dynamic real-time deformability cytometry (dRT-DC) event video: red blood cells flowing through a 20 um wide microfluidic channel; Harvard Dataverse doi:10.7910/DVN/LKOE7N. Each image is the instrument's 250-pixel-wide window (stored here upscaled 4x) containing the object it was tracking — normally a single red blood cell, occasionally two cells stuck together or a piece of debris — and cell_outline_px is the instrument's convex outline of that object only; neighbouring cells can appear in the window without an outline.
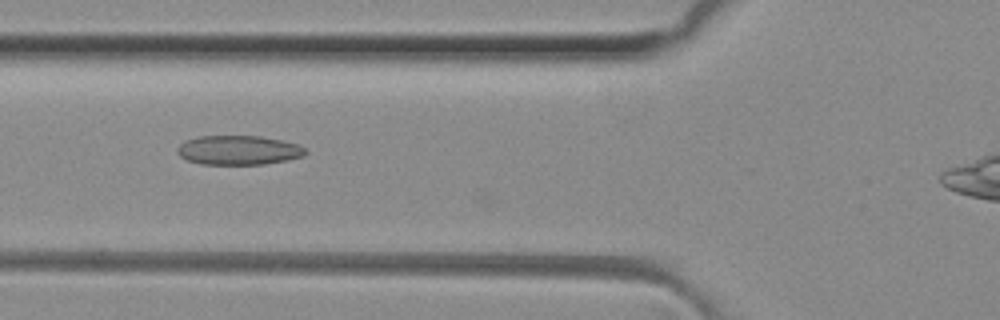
{"species": "common noctule bat (a hibernating species)", "species_latin": "Nyctalus noctula", "temperature_condition": "room temperature", "stored_images_in_passage": 45, "camera_frame_rate_fps": 3000, "um_per_image_px": 0.085, "animal": {"sex": "female", "body_mass_g": 29.2, "forearm_length_mm": 56.3}, "frame": {"image": 1, "passage_image": 19, "time_ms": 6.0, "image_size_px": [1000, 320], "cell_outline_px": [[308, 152], [304, 156], [288, 160], [264, 164], [200, 164], [188, 160], [180, 156], [176, 152], [176, 148], [184, 140], [200, 136], [260, 136], [300, 144], [308, 148]], "centroid_in_image_um": [20.31, 12.76], "position_along_channel_um": 105.5, "area_um2": 22.14}}
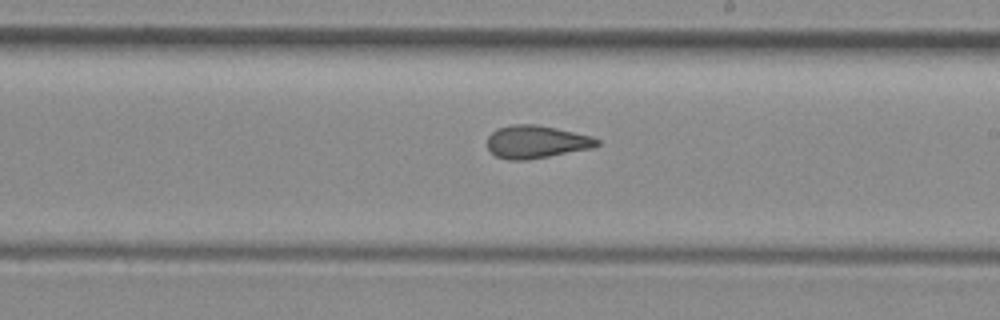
{"frame": {"image": 2, "passage_image": 29, "time_ms": 9.333, "image_size_px": [1000, 320], "cell_outline_px": [[600, 144], [592, 148], [528, 160], [508, 160], [496, 156], [488, 148], [488, 136], [496, 128], [512, 124], [536, 124], [556, 128], [592, 136], [600, 140]], "centroid_in_image_um": [45.58, 12.05], "position_along_channel_um": 243.4, "area_um2": 21.04}}
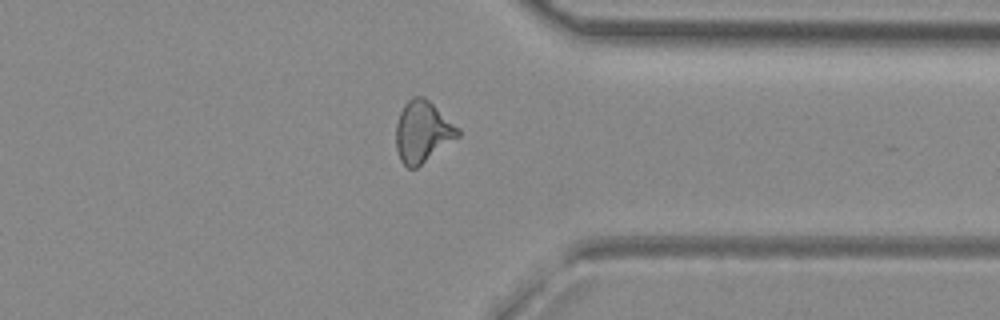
{"frame": {"image": 3, "passage_image": 39, "time_ms": 12.667, "image_size_px": [1000, 320], "cell_outline_px": [[460, 136], [416, 168], [408, 168], [400, 160], [396, 148], [396, 124], [400, 112], [404, 104], [412, 96], [424, 96], [460, 128]], "centroid_in_image_um": [35.92, 11.19], "position_along_channel_um": 375.5, "area_um2": 22.2}, "authors_computed_cell_mechanics": {"area_um2": 21.097, "velocity_mm_per_s": 4.131, "shape_relaxation_time_tau1_ms": null, "shape_relaxation_time_tau2_ms": 2.0038, "deformation_change_tau1": null, "deformation_change_tau2": 0.1048}}